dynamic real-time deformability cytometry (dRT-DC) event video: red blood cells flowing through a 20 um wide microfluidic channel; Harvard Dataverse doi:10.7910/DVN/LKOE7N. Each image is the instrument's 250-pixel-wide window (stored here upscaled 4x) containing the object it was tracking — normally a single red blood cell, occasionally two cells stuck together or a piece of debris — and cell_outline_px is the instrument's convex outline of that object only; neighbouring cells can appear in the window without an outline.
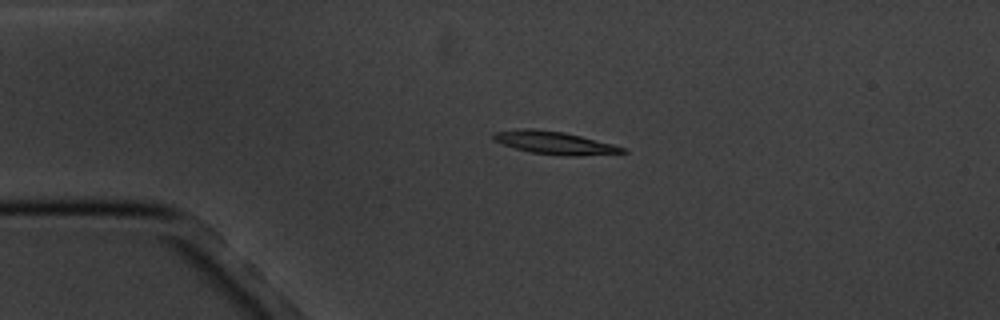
{"species": "common noctule bat (a hibernating species)", "species_latin": "Nyctalus noctula", "temperature_condition": "cold", "stored_images_in_passage": 5, "camera_frame_rate_fps": 3000, "um_per_image_px": 0.085, "animal": {"sex": "male", "body_mass_g": 20.1, "forearm_length_mm": 53.5}, "frame": {"image": 1, "passage_image": 4, "time_ms": 3.667, "image_size_px": [1000, 320], "cell_outline_px": [[628, 152], [576, 156], [564, 156], [532, 152], [516, 148], [504, 144], [496, 140], [492, 136], [492, 132], [520, 128], [532, 128], [564, 132], [612, 144], [624, 148]], "centroid_in_image_um": [47.11, 12.12], "position_along_channel_um": 37.9, "area_um2": 16.88}}